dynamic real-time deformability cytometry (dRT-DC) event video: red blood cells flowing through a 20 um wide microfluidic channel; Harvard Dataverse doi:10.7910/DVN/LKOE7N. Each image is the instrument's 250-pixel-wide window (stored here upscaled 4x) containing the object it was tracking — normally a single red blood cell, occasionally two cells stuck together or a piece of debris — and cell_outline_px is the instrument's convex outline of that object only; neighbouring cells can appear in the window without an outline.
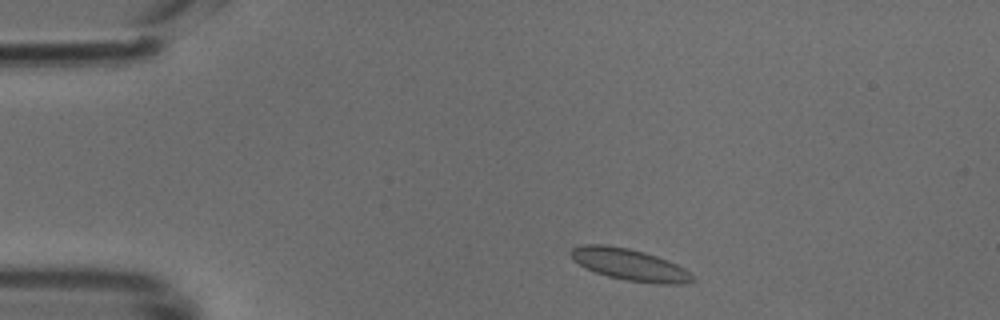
{"species": "common noctule bat (a hibernating species)", "species_latin": "Nyctalus noctula", "temperature_condition": "cold", "stored_images_in_passage": 43, "camera_frame_rate_fps": 3000, "um_per_image_px": 0.085, "animal": {"sex": "male", "body_mass_g": 18.8}, "frame": {"image": 1, "passage_image": 3, "time_ms": 0.667, "image_size_px": [1000, 320], "cell_outline_px": [[696, 280], [684, 284], [656, 284], [628, 280], [608, 276], [596, 272], [580, 264], [568, 252], [572, 248], [584, 244], [604, 244], [628, 248], [644, 252], [656, 256], [676, 264], [684, 268]], "centroid_in_image_um": [53.54, 22.49], "position_along_channel_um": 31.5, "area_um2": 22.14}}
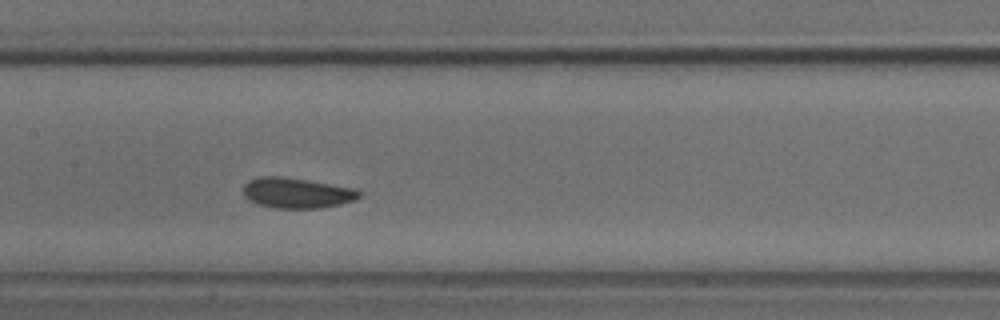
{"frame": {"image": 2, "passage_image": 18, "time_ms": 5.667, "image_size_px": [1000, 320], "cell_outline_px": [[360, 196], [356, 200], [340, 204], [320, 208], [272, 208], [248, 200], [244, 196], [244, 184], [248, 180], [260, 176], [284, 176], [356, 188], [360, 192]], "centroid_in_image_um": [25.23, 16.39], "position_along_channel_um": 182.2, "area_um2": 20.69}}
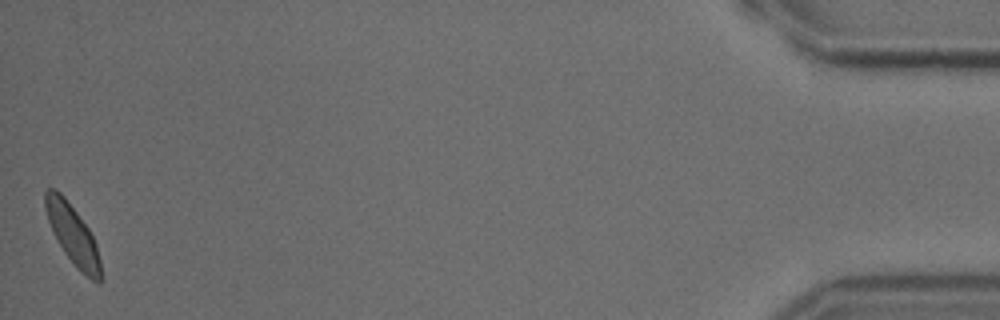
{"frame": {"image": 3, "passage_image": 43, "time_ms": 14.0, "image_size_px": [1000, 320], "cell_outline_px": [[100, 284], [96, 284], [80, 272], [76, 268], [64, 252], [52, 232], [44, 208], [44, 192], [48, 188], [56, 188], [64, 196], [88, 228], [96, 244], [100, 260]], "centroid_in_image_um": [6.16, 19.95], "position_along_channel_um": 429.0, "area_um2": 19.25}}